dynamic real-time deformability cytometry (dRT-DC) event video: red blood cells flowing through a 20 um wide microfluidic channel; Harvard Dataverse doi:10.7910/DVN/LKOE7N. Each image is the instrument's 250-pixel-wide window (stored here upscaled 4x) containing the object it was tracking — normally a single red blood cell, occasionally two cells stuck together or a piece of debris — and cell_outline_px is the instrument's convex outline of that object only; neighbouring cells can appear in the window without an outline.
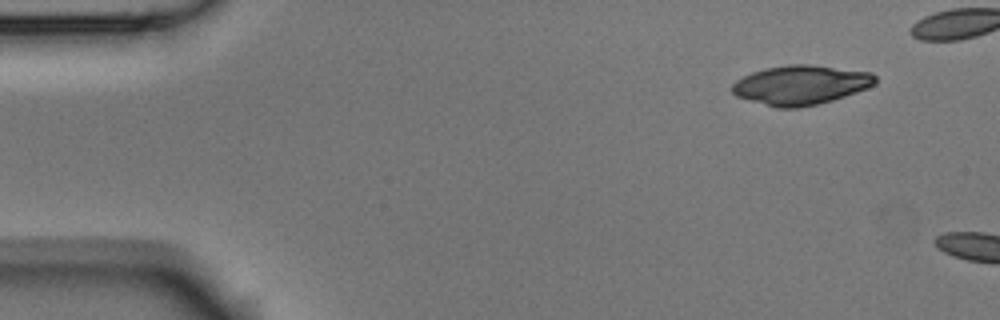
{"species": "Egyptian fruit bat (a non-hibernating species)", "species_latin": "Rousettus aegyptiacus", "temperature_condition": "room temperature", "stored_images_in_passage": 2, "camera_frame_rate_fps": 3000, "um_per_image_px": 0.085, "animal": {"sex": "male"}, "frame": {"image": 1, "passage_image": 1, "time_ms": 0.0, "image_size_px": [1000, 320], "cell_outline_px": [[876, 84], [868, 88], [832, 100], [816, 104], [796, 108], [776, 108], [736, 96], [732, 92], [732, 84], [736, 80], [752, 72], [764, 68], [788, 64], [808, 64], [872, 72], [876, 76]], "centroid_in_image_um": [68.06, 7.21], "position_along_channel_um": 16.9, "area_um2": 32.83}}